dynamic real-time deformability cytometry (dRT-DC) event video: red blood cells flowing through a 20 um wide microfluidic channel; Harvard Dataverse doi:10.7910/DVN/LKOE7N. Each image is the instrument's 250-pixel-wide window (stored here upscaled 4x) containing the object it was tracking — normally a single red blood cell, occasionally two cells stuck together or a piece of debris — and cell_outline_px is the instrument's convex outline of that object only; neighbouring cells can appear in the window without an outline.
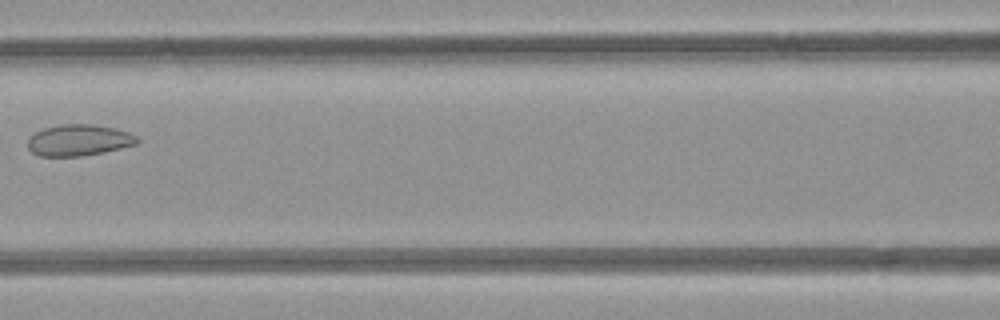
{"species": "common noctule bat (a hibernating species)", "species_latin": "Nyctalus noctula", "temperature_condition": "room temperature", "stored_images_in_passage": 6, "camera_frame_rate_fps": 3000, "um_per_image_px": 0.085, "animal": {"sex": "female", "body_mass_g": 21.9}, "frame": {"image": 1, "passage_image": 6, "time_ms": 6.333, "image_size_px": [1000, 320], "cell_outline_px": [[140, 140], [136, 144], [104, 152], [84, 156], [40, 156], [32, 152], [28, 148], [28, 140], [36, 132], [44, 128], [60, 124], [92, 124], [112, 128], [128, 132], [136, 136]], "centroid_in_image_um": [6.69, 11.92], "position_along_channel_um": 159.9, "area_um2": 19.83}}